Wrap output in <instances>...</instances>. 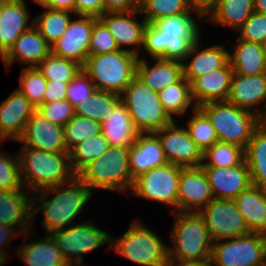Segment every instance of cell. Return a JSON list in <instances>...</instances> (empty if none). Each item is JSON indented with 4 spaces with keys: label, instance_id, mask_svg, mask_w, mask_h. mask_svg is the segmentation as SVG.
I'll list each match as a JSON object with an SVG mask.
<instances>
[{
    "label": "cell",
    "instance_id": "obj_54",
    "mask_svg": "<svg viewBox=\"0 0 266 266\" xmlns=\"http://www.w3.org/2000/svg\"><path fill=\"white\" fill-rule=\"evenodd\" d=\"M34 2L44 8L65 10L75 15V0H34Z\"/></svg>",
    "mask_w": 266,
    "mask_h": 266
},
{
    "label": "cell",
    "instance_id": "obj_55",
    "mask_svg": "<svg viewBox=\"0 0 266 266\" xmlns=\"http://www.w3.org/2000/svg\"><path fill=\"white\" fill-rule=\"evenodd\" d=\"M190 7L200 11L206 19L207 14L215 7L217 0H187Z\"/></svg>",
    "mask_w": 266,
    "mask_h": 266
},
{
    "label": "cell",
    "instance_id": "obj_61",
    "mask_svg": "<svg viewBox=\"0 0 266 266\" xmlns=\"http://www.w3.org/2000/svg\"><path fill=\"white\" fill-rule=\"evenodd\" d=\"M3 264H5V260L0 256V266H2Z\"/></svg>",
    "mask_w": 266,
    "mask_h": 266
},
{
    "label": "cell",
    "instance_id": "obj_32",
    "mask_svg": "<svg viewBox=\"0 0 266 266\" xmlns=\"http://www.w3.org/2000/svg\"><path fill=\"white\" fill-rule=\"evenodd\" d=\"M44 239H33L32 242L17 247V256L28 266H70L63 258L53 238L46 234Z\"/></svg>",
    "mask_w": 266,
    "mask_h": 266
},
{
    "label": "cell",
    "instance_id": "obj_18",
    "mask_svg": "<svg viewBox=\"0 0 266 266\" xmlns=\"http://www.w3.org/2000/svg\"><path fill=\"white\" fill-rule=\"evenodd\" d=\"M200 167L207 176L215 199L234 200L252 185L250 171L245 160L233 167Z\"/></svg>",
    "mask_w": 266,
    "mask_h": 266
},
{
    "label": "cell",
    "instance_id": "obj_51",
    "mask_svg": "<svg viewBox=\"0 0 266 266\" xmlns=\"http://www.w3.org/2000/svg\"><path fill=\"white\" fill-rule=\"evenodd\" d=\"M67 87V82L47 80L46 90L44 94V103L66 99Z\"/></svg>",
    "mask_w": 266,
    "mask_h": 266
},
{
    "label": "cell",
    "instance_id": "obj_38",
    "mask_svg": "<svg viewBox=\"0 0 266 266\" xmlns=\"http://www.w3.org/2000/svg\"><path fill=\"white\" fill-rule=\"evenodd\" d=\"M109 144L102 133L92 136L69 151L71 166L78 174L86 165L104 154Z\"/></svg>",
    "mask_w": 266,
    "mask_h": 266
},
{
    "label": "cell",
    "instance_id": "obj_48",
    "mask_svg": "<svg viewBox=\"0 0 266 266\" xmlns=\"http://www.w3.org/2000/svg\"><path fill=\"white\" fill-rule=\"evenodd\" d=\"M239 39L264 45L266 41V14L253 12L245 23L238 29Z\"/></svg>",
    "mask_w": 266,
    "mask_h": 266
},
{
    "label": "cell",
    "instance_id": "obj_13",
    "mask_svg": "<svg viewBox=\"0 0 266 266\" xmlns=\"http://www.w3.org/2000/svg\"><path fill=\"white\" fill-rule=\"evenodd\" d=\"M199 213L205 219L213 242L250 233L234 200L214 198Z\"/></svg>",
    "mask_w": 266,
    "mask_h": 266
},
{
    "label": "cell",
    "instance_id": "obj_27",
    "mask_svg": "<svg viewBox=\"0 0 266 266\" xmlns=\"http://www.w3.org/2000/svg\"><path fill=\"white\" fill-rule=\"evenodd\" d=\"M22 189L0 190V224L17 226L21 234H26L32 226V198ZM31 220V221H30ZM16 225V226H15ZM25 231V232H24Z\"/></svg>",
    "mask_w": 266,
    "mask_h": 266
},
{
    "label": "cell",
    "instance_id": "obj_53",
    "mask_svg": "<svg viewBox=\"0 0 266 266\" xmlns=\"http://www.w3.org/2000/svg\"><path fill=\"white\" fill-rule=\"evenodd\" d=\"M16 230V231H15ZM22 235L17 228L15 229L13 226H8L4 224H0V256L7 261V255L8 252L2 249V246L7 247L6 244H9V242L17 237Z\"/></svg>",
    "mask_w": 266,
    "mask_h": 266
},
{
    "label": "cell",
    "instance_id": "obj_46",
    "mask_svg": "<svg viewBox=\"0 0 266 266\" xmlns=\"http://www.w3.org/2000/svg\"><path fill=\"white\" fill-rule=\"evenodd\" d=\"M120 50L106 25L98 19L93 26L88 47L89 55L111 53Z\"/></svg>",
    "mask_w": 266,
    "mask_h": 266
},
{
    "label": "cell",
    "instance_id": "obj_22",
    "mask_svg": "<svg viewBox=\"0 0 266 266\" xmlns=\"http://www.w3.org/2000/svg\"><path fill=\"white\" fill-rule=\"evenodd\" d=\"M51 53V45L32 25L21 34L10 50L2 57V60L6 69H9L14 61L28 64V67H37Z\"/></svg>",
    "mask_w": 266,
    "mask_h": 266
},
{
    "label": "cell",
    "instance_id": "obj_20",
    "mask_svg": "<svg viewBox=\"0 0 266 266\" xmlns=\"http://www.w3.org/2000/svg\"><path fill=\"white\" fill-rule=\"evenodd\" d=\"M227 101L259 117L264 110L261 105H266V74L240 75L234 72Z\"/></svg>",
    "mask_w": 266,
    "mask_h": 266
},
{
    "label": "cell",
    "instance_id": "obj_62",
    "mask_svg": "<svg viewBox=\"0 0 266 266\" xmlns=\"http://www.w3.org/2000/svg\"><path fill=\"white\" fill-rule=\"evenodd\" d=\"M264 49H265V56H266V41L264 43Z\"/></svg>",
    "mask_w": 266,
    "mask_h": 266
},
{
    "label": "cell",
    "instance_id": "obj_49",
    "mask_svg": "<svg viewBox=\"0 0 266 266\" xmlns=\"http://www.w3.org/2000/svg\"><path fill=\"white\" fill-rule=\"evenodd\" d=\"M37 110L49 121L62 127L75 116V108L67 99L43 103Z\"/></svg>",
    "mask_w": 266,
    "mask_h": 266
},
{
    "label": "cell",
    "instance_id": "obj_44",
    "mask_svg": "<svg viewBox=\"0 0 266 266\" xmlns=\"http://www.w3.org/2000/svg\"><path fill=\"white\" fill-rule=\"evenodd\" d=\"M192 111L194 115L187 121L186 130L201 151L205 152L218 142V136L208 118L198 108Z\"/></svg>",
    "mask_w": 266,
    "mask_h": 266
},
{
    "label": "cell",
    "instance_id": "obj_47",
    "mask_svg": "<svg viewBox=\"0 0 266 266\" xmlns=\"http://www.w3.org/2000/svg\"><path fill=\"white\" fill-rule=\"evenodd\" d=\"M95 85L83 69L68 83L66 99L76 108L92 95Z\"/></svg>",
    "mask_w": 266,
    "mask_h": 266
},
{
    "label": "cell",
    "instance_id": "obj_52",
    "mask_svg": "<svg viewBox=\"0 0 266 266\" xmlns=\"http://www.w3.org/2000/svg\"><path fill=\"white\" fill-rule=\"evenodd\" d=\"M105 12H128L138 10L133 0H103Z\"/></svg>",
    "mask_w": 266,
    "mask_h": 266
},
{
    "label": "cell",
    "instance_id": "obj_10",
    "mask_svg": "<svg viewBox=\"0 0 266 266\" xmlns=\"http://www.w3.org/2000/svg\"><path fill=\"white\" fill-rule=\"evenodd\" d=\"M49 235L70 266H81L83 254L97 250L104 244H109L108 248H111V234L89 220L71 225L68 229L53 231Z\"/></svg>",
    "mask_w": 266,
    "mask_h": 266
},
{
    "label": "cell",
    "instance_id": "obj_19",
    "mask_svg": "<svg viewBox=\"0 0 266 266\" xmlns=\"http://www.w3.org/2000/svg\"><path fill=\"white\" fill-rule=\"evenodd\" d=\"M136 13L140 14L141 12L139 9L128 12H105L99 19L109 29L120 50H126L140 58V51L137 47L143 45L144 30L148 23L145 19H142L141 23L136 20V16H134ZM125 45L134 48H122Z\"/></svg>",
    "mask_w": 266,
    "mask_h": 266
},
{
    "label": "cell",
    "instance_id": "obj_23",
    "mask_svg": "<svg viewBox=\"0 0 266 266\" xmlns=\"http://www.w3.org/2000/svg\"><path fill=\"white\" fill-rule=\"evenodd\" d=\"M233 74L228 62L223 68L197 77L191 83V96L196 107L210 102L227 101Z\"/></svg>",
    "mask_w": 266,
    "mask_h": 266
},
{
    "label": "cell",
    "instance_id": "obj_34",
    "mask_svg": "<svg viewBox=\"0 0 266 266\" xmlns=\"http://www.w3.org/2000/svg\"><path fill=\"white\" fill-rule=\"evenodd\" d=\"M245 161L253 186H266V127L260 125L253 133L246 149Z\"/></svg>",
    "mask_w": 266,
    "mask_h": 266
},
{
    "label": "cell",
    "instance_id": "obj_1",
    "mask_svg": "<svg viewBox=\"0 0 266 266\" xmlns=\"http://www.w3.org/2000/svg\"><path fill=\"white\" fill-rule=\"evenodd\" d=\"M192 12L197 13L198 19L205 17L200 11L191 9L187 13L167 16L147 24L142 45L144 51L152 59L183 61L191 45L201 39L200 25Z\"/></svg>",
    "mask_w": 266,
    "mask_h": 266
},
{
    "label": "cell",
    "instance_id": "obj_35",
    "mask_svg": "<svg viewBox=\"0 0 266 266\" xmlns=\"http://www.w3.org/2000/svg\"><path fill=\"white\" fill-rule=\"evenodd\" d=\"M164 110L174 119L173 115H183L189 107H197L191 96V83L183 77L179 82L168 85L159 92Z\"/></svg>",
    "mask_w": 266,
    "mask_h": 266
},
{
    "label": "cell",
    "instance_id": "obj_15",
    "mask_svg": "<svg viewBox=\"0 0 266 266\" xmlns=\"http://www.w3.org/2000/svg\"><path fill=\"white\" fill-rule=\"evenodd\" d=\"M71 20L66 31L52 46V54L72 60L82 67L89 54L88 47L94 23L99 19L92 16H79Z\"/></svg>",
    "mask_w": 266,
    "mask_h": 266
},
{
    "label": "cell",
    "instance_id": "obj_9",
    "mask_svg": "<svg viewBox=\"0 0 266 266\" xmlns=\"http://www.w3.org/2000/svg\"><path fill=\"white\" fill-rule=\"evenodd\" d=\"M138 219L119 238L111 237L116 253L143 266H165L169 262L168 247Z\"/></svg>",
    "mask_w": 266,
    "mask_h": 266
},
{
    "label": "cell",
    "instance_id": "obj_29",
    "mask_svg": "<svg viewBox=\"0 0 266 266\" xmlns=\"http://www.w3.org/2000/svg\"><path fill=\"white\" fill-rule=\"evenodd\" d=\"M101 133L110 147L130 148L135 143L139 131L122 101L101 122Z\"/></svg>",
    "mask_w": 266,
    "mask_h": 266
},
{
    "label": "cell",
    "instance_id": "obj_41",
    "mask_svg": "<svg viewBox=\"0 0 266 266\" xmlns=\"http://www.w3.org/2000/svg\"><path fill=\"white\" fill-rule=\"evenodd\" d=\"M18 90L38 109L44 103L47 80L37 67H22Z\"/></svg>",
    "mask_w": 266,
    "mask_h": 266
},
{
    "label": "cell",
    "instance_id": "obj_11",
    "mask_svg": "<svg viewBox=\"0 0 266 266\" xmlns=\"http://www.w3.org/2000/svg\"><path fill=\"white\" fill-rule=\"evenodd\" d=\"M210 263L216 266H266V235L249 233L213 242Z\"/></svg>",
    "mask_w": 266,
    "mask_h": 266
},
{
    "label": "cell",
    "instance_id": "obj_5",
    "mask_svg": "<svg viewBox=\"0 0 266 266\" xmlns=\"http://www.w3.org/2000/svg\"><path fill=\"white\" fill-rule=\"evenodd\" d=\"M139 57L126 50L89 55L83 71L89 76L96 90L121 95L137 76Z\"/></svg>",
    "mask_w": 266,
    "mask_h": 266
},
{
    "label": "cell",
    "instance_id": "obj_12",
    "mask_svg": "<svg viewBox=\"0 0 266 266\" xmlns=\"http://www.w3.org/2000/svg\"><path fill=\"white\" fill-rule=\"evenodd\" d=\"M183 168L167 163L153 168L134 179L132 194L174 207L177 212L178 185Z\"/></svg>",
    "mask_w": 266,
    "mask_h": 266
},
{
    "label": "cell",
    "instance_id": "obj_59",
    "mask_svg": "<svg viewBox=\"0 0 266 266\" xmlns=\"http://www.w3.org/2000/svg\"><path fill=\"white\" fill-rule=\"evenodd\" d=\"M146 0H133V2L140 7Z\"/></svg>",
    "mask_w": 266,
    "mask_h": 266
},
{
    "label": "cell",
    "instance_id": "obj_25",
    "mask_svg": "<svg viewBox=\"0 0 266 266\" xmlns=\"http://www.w3.org/2000/svg\"><path fill=\"white\" fill-rule=\"evenodd\" d=\"M24 0H10L0 7V56L10 50L16 40L33 25Z\"/></svg>",
    "mask_w": 266,
    "mask_h": 266
},
{
    "label": "cell",
    "instance_id": "obj_42",
    "mask_svg": "<svg viewBox=\"0 0 266 266\" xmlns=\"http://www.w3.org/2000/svg\"><path fill=\"white\" fill-rule=\"evenodd\" d=\"M187 0H146L140 7L141 14L148 24H153L158 19L180 15L191 10Z\"/></svg>",
    "mask_w": 266,
    "mask_h": 266
},
{
    "label": "cell",
    "instance_id": "obj_36",
    "mask_svg": "<svg viewBox=\"0 0 266 266\" xmlns=\"http://www.w3.org/2000/svg\"><path fill=\"white\" fill-rule=\"evenodd\" d=\"M120 101L119 94L95 90L85 101L80 102L75 114L101 123Z\"/></svg>",
    "mask_w": 266,
    "mask_h": 266
},
{
    "label": "cell",
    "instance_id": "obj_60",
    "mask_svg": "<svg viewBox=\"0 0 266 266\" xmlns=\"http://www.w3.org/2000/svg\"><path fill=\"white\" fill-rule=\"evenodd\" d=\"M10 0H0V7L9 2Z\"/></svg>",
    "mask_w": 266,
    "mask_h": 266
},
{
    "label": "cell",
    "instance_id": "obj_16",
    "mask_svg": "<svg viewBox=\"0 0 266 266\" xmlns=\"http://www.w3.org/2000/svg\"><path fill=\"white\" fill-rule=\"evenodd\" d=\"M18 141L24 144L23 148L49 152L68 151L65 143L64 127L49 121L37 109L27 120L24 132Z\"/></svg>",
    "mask_w": 266,
    "mask_h": 266
},
{
    "label": "cell",
    "instance_id": "obj_43",
    "mask_svg": "<svg viewBox=\"0 0 266 266\" xmlns=\"http://www.w3.org/2000/svg\"><path fill=\"white\" fill-rule=\"evenodd\" d=\"M101 133V123L82 116H75L64 126L68 152L76 145Z\"/></svg>",
    "mask_w": 266,
    "mask_h": 266
},
{
    "label": "cell",
    "instance_id": "obj_39",
    "mask_svg": "<svg viewBox=\"0 0 266 266\" xmlns=\"http://www.w3.org/2000/svg\"><path fill=\"white\" fill-rule=\"evenodd\" d=\"M244 160L245 150L243 148L218 141L203 152L201 166L233 167Z\"/></svg>",
    "mask_w": 266,
    "mask_h": 266
},
{
    "label": "cell",
    "instance_id": "obj_8",
    "mask_svg": "<svg viewBox=\"0 0 266 266\" xmlns=\"http://www.w3.org/2000/svg\"><path fill=\"white\" fill-rule=\"evenodd\" d=\"M121 101L139 133L157 132L174 121L164 110L159 93L151 90L137 76L121 94Z\"/></svg>",
    "mask_w": 266,
    "mask_h": 266
},
{
    "label": "cell",
    "instance_id": "obj_37",
    "mask_svg": "<svg viewBox=\"0 0 266 266\" xmlns=\"http://www.w3.org/2000/svg\"><path fill=\"white\" fill-rule=\"evenodd\" d=\"M43 13L33 19V25L52 46L66 31L71 15L69 11L45 8Z\"/></svg>",
    "mask_w": 266,
    "mask_h": 266
},
{
    "label": "cell",
    "instance_id": "obj_7",
    "mask_svg": "<svg viewBox=\"0 0 266 266\" xmlns=\"http://www.w3.org/2000/svg\"><path fill=\"white\" fill-rule=\"evenodd\" d=\"M77 176L94 189L125 192L132 189L134 179L129 168V148L109 147L99 158L86 165Z\"/></svg>",
    "mask_w": 266,
    "mask_h": 266
},
{
    "label": "cell",
    "instance_id": "obj_56",
    "mask_svg": "<svg viewBox=\"0 0 266 266\" xmlns=\"http://www.w3.org/2000/svg\"><path fill=\"white\" fill-rule=\"evenodd\" d=\"M165 266H214L207 262H168Z\"/></svg>",
    "mask_w": 266,
    "mask_h": 266
},
{
    "label": "cell",
    "instance_id": "obj_26",
    "mask_svg": "<svg viewBox=\"0 0 266 266\" xmlns=\"http://www.w3.org/2000/svg\"><path fill=\"white\" fill-rule=\"evenodd\" d=\"M200 40L191 45L189 53L182 61L183 76L192 83L197 77L223 68L229 62V52L224 46L212 45L200 50ZM192 57V58H191ZM192 60L189 63L184 61Z\"/></svg>",
    "mask_w": 266,
    "mask_h": 266
},
{
    "label": "cell",
    "instance_id": "obj_4",
    "mask_svg": "<svg viewBox=\"0 0 266 266\" xmlns=\"http://www.w3.org/2000/svg\"><path fill=\"white\" fill-rule=\"evenodd\" d=\"M171 232L172 247H168L170 262H207L211 259L213 241L205 219L199 212H174Z\"/></svg>",
    "mask_w": 266,
    "mask_h": 266
},
{
    "label": "cell",
    "instance_id": "obj_2",
    "mask_svg": "<svg viewBox=\"0 0 266 266\" xmlns=\"http://www.w3.org/2000/svg\"><path fill=\"white\" fill-rule=\"evenodd\" d=\"M66 184L70 186L65 187ZM37 193L38 196L32 200V219H35L34 217L38 212L43 213L42 225L46 229L45 234L65 229L66 225L73 224L74 218L80 214L93 195L90 187L78 176L68 183L47 188ZM49 193H55V195L50 198ZM36 202L38 204H35Z\"/></svg>",
    "mask_w": 266,
    "mask_h": 266
},
{
    "label": "cell",
    "instance_id": "obj_40",
    "mask_svg": "<svg viewBox=\"0 0 266 266\" xmlns=\"http://www.w3.org/2000/svg\"><path fill=\"white\" fill-rule=\"evenodd\" d=\"M37 68L46 80L69 83L81 70L82 66L72 60L48 55L40 62Z\"/></svg>",
    "mask_w": 266,
    "mask_h": 266
},
{
    "label": "cell",
    "instance_id": "obj_50",
    "mask_svg": "<svg viewBox=\"0 0 266 266\" xmlns=\"http://www.w3.org/2000/svg\"><path fill=\"white\" fill-rule=\"evenodd\" d=\"M104 13L103 0H75L76 16H92L99 18Z\"/></svg>",
    "mask_w": 266,
    "mask_h": 266
},
{
    "label": "cell",
    "instance_id": "obj_45",
    "mask_svg": "<svg viewBox=\"0 0 266 266\" xmlns=\"http://www.w3.org/2000/svg\"><path fill=\"white\" fill-rule=\"evenodd\" d=\"M13 154L0 152V190L24 189L21 175L18 152Z\"/></svg>",
    "mask_w": 266,
    "mask_h": 266
},
{
    "label": "cell",
    "instance_id": "obj_17",
    "mask_svg": "<svg viewBox=\"0 0 266 266\" xmlns=\"http://www.w3.org/2000/svg\"><path fill=\"white\" fill-rule=\"evenodd\" d=\"M214 199L207 176L201 167L183 168L178 185L177 212H200Z\"/></svg>",
    "mask_w": 266,
    "mask_h": 266
},
{
    "label": "cell",
    "instance_id": "obj_6",
    "mask_svg": "<svg viewBox=\"0 0 266 266\" xmlns=\"http://www.w3.org/2000/svg\"><path fill=\"white\" fill-rule=\"evenodd\" d=\"M197 108L212 124L219 142L233 144L244 150L260 126L258 116L228 101L210 102Z\"/></svg>",
    "mask_w": 266,
    "mask_h": 266
},
{
    "label": "cell",
    "instance_id": "obj_28",
    "mask_svg": "<svg viewBox=\"0 0 266 266\" xmlns=\"http://www.w3.org/2000/svg\"><path fill=\"white\" fill-rule=\"evenodd\" d=\"M156 61L150 66L148 60L139 58L137 77L151 90L160 92L168 85L179 82L183 76L182 61L154 58Z\"/></svg>",
    "mask_w": 266,
    "mask_h": 266
},
{
    "label": "cell",
    "instance_id": "obj_3",
    "mask_svg": "<svg viewBox=\"0 0 266 266\" xmlns=\"http://www.w3.org/2000/svg\"><path fill=\"white\" fill-rule=\"evenodd\" d=\"M19 151L21 181L27 193L68 183L77 176L68 151L49 152L32 148Z\"/></svg>",
    "mask_w": 266,
    "mask_h": 266
},
{
    "label": "cell",
    "instance_id": "obj_58",
    "mask_svg": "<svg viewBox=\"0 0 266 266\" xmlns=\"http://www.w3.org/2000/svg\"><path fill=\"white\" fill-rule=\"evenodd\" d=\"M266 109V105L264 107ZM260 125L266 127V110H263V112L259 116Z\"/></svg>",
    "mask_w": 266,
    "mask_h": 266
},
{
    "label": "cell",
    "instance_id": "obj_33",
    "mask_svg": "<svg viewBox=\"0 0 266 266\" xmlns=\"http://www.w3.org/2000/svg\"><path fill=\"white\" fill-rule=\"evenodd\" d=\"M254 0H217L208 21L238 30L254 12Z\"/></svg>",
    "mask_w": 266,
    "mask_h": 266
},
{
    "label": "cell",
    "instance_id": "obj_31",
    "mask_svg": "<svg viewBox=\"0 0 266 266\" xmlns=\"http://www.w3.org/2000/svg\"><path fill=\"white\" fill-rule=\"evenodd\" d=\"M234 52H229V63L236 74H266L264 45L237 38Z\"/></svg>",
    "mask_w": 266,
    "mask_h": 266
},
{
    "label": "cell",
    "instance_id": "obj_57",
    "mask_svg": "<svg viewBox=\"0 0 266 266\" xmlns=\"http://www.w3.org/2000/svg\"><path fill=\"white\" fill-rule=\"evenodd\" d=\"M254 10L266 14V0H254Z\"/></svg>",
    "mask_w": 266,
    "mask_h": 266
},
{
    "label": "cell",
    "instance_id": "obj_30",
    "mask_svg": "<svg viewBox=\"0 0 266 266\" xmlns=\"http://www.w3.org/2000/svg\"><path fill=\"white\" fill-rule=\"evenodd\" d=\"M250 233L266 235V194L263 188L251 185L234 199Z\"/></svg>",
    "mask_w": 266,
    "mask_h": 266
},
{
    "label": "cell",
    "instance_id": "obj_14",
    "mask_svg": "<svg viewBox=\"0 0 266 266\" xmlns=\"http://www.w3.org/2000/svg\"><path fill=\"white\" fill-rule=\"evenodd\" d=\"M155 133L160 139L168 163L182 168L201 166L203 152L192 140L186 128L178 127L175 120Z\"/></svg>",
    "mask_w": 266,
    "mask_h": 266
},
{
    "label": "cell",
    "instance_id": "obj_21",
    "mask_svg": "<svg viewBox=\"0 0 266 266\" xmlns=\"http://www.w3.org/2000/svg\"><path fill=\"white\" fill-rule=\"evenodd\" d=\"M34 110L29 100L18 89L2 101L0 103V143L5 139L18 141Z\"/></svg>",
    "mask_w": 266,
    "mask_h": 266
},
{
    "label": "cell",
    "instance_id": "obj_24",
    "mask_svg": "<svg viewBox=\"0 0 266 266\" xmlns=\"http://www.w3.org/2000/svg\"><path fill=\"white\" fill-rule=\"evenodd\" d=\"M167 163L158 135L155 132L139 133L135 143L129 148L131 177L135 179L139 175Z\"/></svg>",
    "mask_w": 266,
    "mask_h": 266
}]
</instances>
